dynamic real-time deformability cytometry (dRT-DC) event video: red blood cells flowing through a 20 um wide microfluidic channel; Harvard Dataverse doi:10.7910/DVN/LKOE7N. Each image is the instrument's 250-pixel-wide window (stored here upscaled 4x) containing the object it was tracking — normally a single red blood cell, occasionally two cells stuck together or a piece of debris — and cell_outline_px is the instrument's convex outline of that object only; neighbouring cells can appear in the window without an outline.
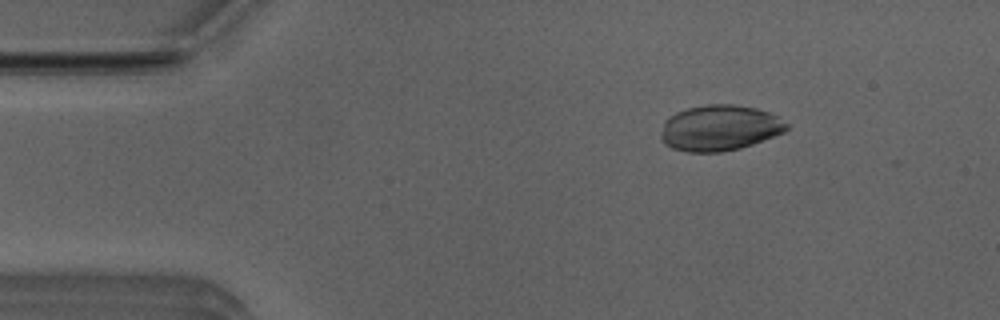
{"species": "Egyptian fruit bat (a non-hibernating species)", "species_latin": "Rousettus aegyptiacus", "temperature_condition": "room temperature", "stored_images_in_passage": 39, "camera_frame_rate_fps": 3000, "um_per_image_px": 0.085, "animal": {"sex": "male"}, "frame": {"image": 1, "passage_image": 5, "time_ms": 1.333, "image_size_px": [1000, 320], "cell_outline_px": [[788, 128], [784, 132], [752, 144], [740, 148], [724, 152], [688, 152], [672, 148], [664, 144], [660, 140], [660, 136], [664, 120], [668, 116], [676, 112], [688, 108], [708, 104], [732, 104], [756, 108], [768, 112], [776, 116], [788, 124]], "centroid_in_image_um": [61.12, 10.88], "position_along_channel_um": 23.9, "area_um2": 33.58}}
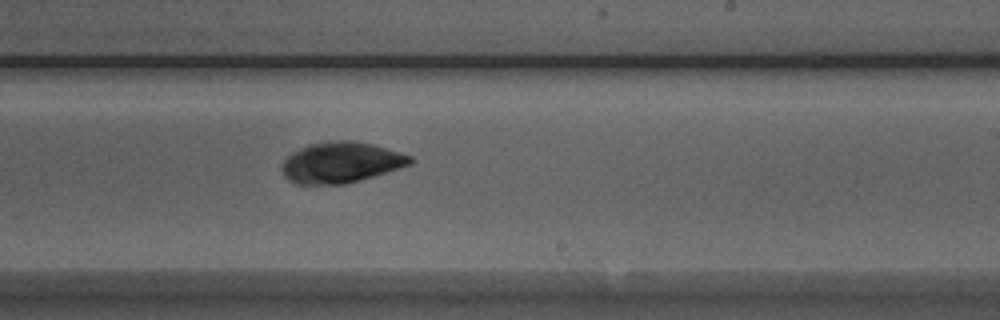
{"frame": {"image": 2, "passage_image": 28, "time_ms": 9.0, "image_size_px": [1000, 320], "cell_outline_px": [[416, 160], [412, 164], [360, 180], [344, 184], [296, 184], [288, 180], [284, 176], [280, 168], [284, 160], [292, 152], [308, 144], [328, 140], [352, 140], [372, 144], [400, 152], [412, 156]], "centroid_in_image_um": [28.97, 13.8], "position_along_channel_um": 260.0, "area_um2": 30.75}}
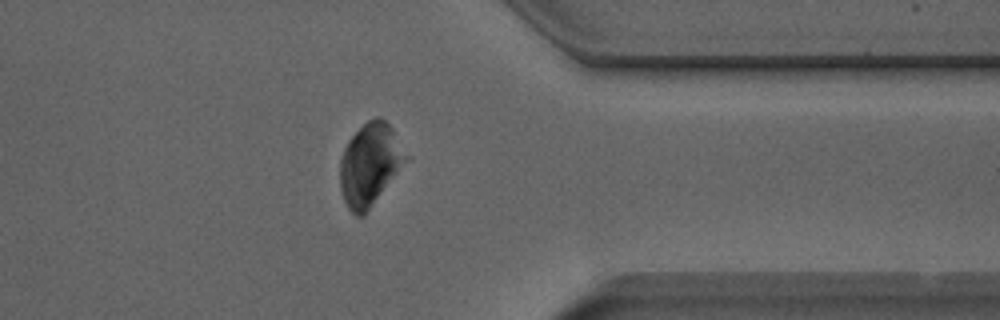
{"frame": {"image": 3, "passage_image": 38, "time_ms": 12.333, "image_size_px": [1000, 320], "cell_outline_px": [[408, 160], [364, 216], [356, 216], [348, 208], [344, 200], [340, 188], [340, 160], [344, 148], [348, 140], [368, 120], [376, 116], [380, 116], [392, 128], [408, 156]], "centroid_in_image_um": [31.44, 13.99], "position_along_channel_um": 380.0, "area_um2": 31.44}}